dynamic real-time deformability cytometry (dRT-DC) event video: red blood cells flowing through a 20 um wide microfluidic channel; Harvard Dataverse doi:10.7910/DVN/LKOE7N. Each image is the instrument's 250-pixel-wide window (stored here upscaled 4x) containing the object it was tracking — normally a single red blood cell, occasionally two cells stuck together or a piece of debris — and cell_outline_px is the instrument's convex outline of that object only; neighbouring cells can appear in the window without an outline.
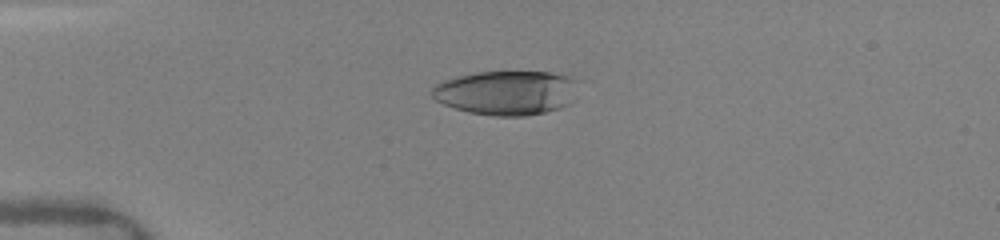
{"species": "human", "species_latin": "Homo sapiens", "temperature_condition": "warm", "stored_images_in_passage": 27, "camera_frame_rate_fps": 3000, "um_per_image_px": 0.085, "donor": {"sex": "female"}, "frame": {"image": 1, "passage_image": 1, "time_ms": 0.0, "image_size_px": [1000, 240], "cell_outline_px": [[576, 80], [572, 100], [568, 104], [560, 108], [544, 112], [524, 116], [492, 116], [468, 112], [444, 104], [436, 100], [432, 96], [432, 88], [436, 84], [444, 80], [456, 76], [476, 72], [548, 72], [576, 76]], "centroid_in_image_um": [43.04, 7.87], "position_along_channel_um": 42.0, "area_um2": 37.8}}
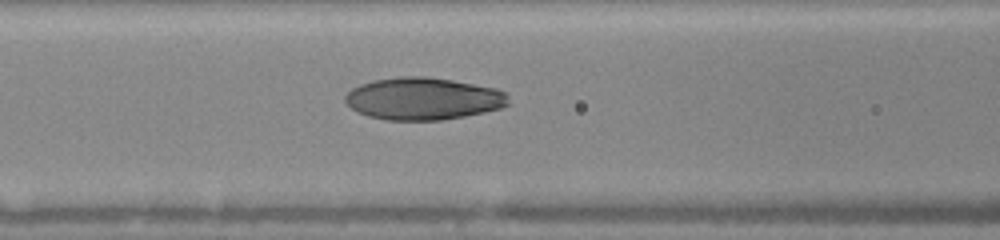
{"frame": {"image": 2, "passage_image": 7, "time_ms": 3.0, "image_size_px": [1000, 240], "cell_outline_px": [[508, 104], [500, 108], [484, 112], [464, 116], [440, 120], [384, 120], [368, 116], [356, 112], [344, 100], [344, 96], [352, 88], [360, 84], [372, 80], [400, 76], [428, 76], [452, 80], [496, 88], [508, 92]], "centroid_in_image_um": [35.95, 8.38], "position_along_channel_um": 130.6, "area_um2": 40.46}}
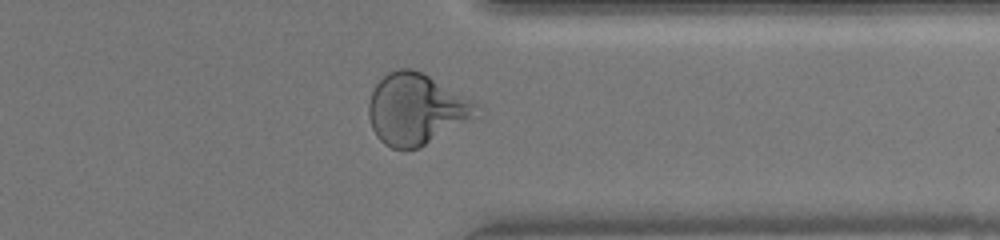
{"frame": {"image": 3, "passage_image": 20, "time_ms": 9.0, "image_size_px": [1000, 240], "cell_outline_px": [[484, 108], [472, 116], [420, 148], [392, 148], [384, 144], [376, 136], [372, 128], [368, 116], [368, 104], [372, 92], [376, 84], [388, 72], [396, 68], [412, 68], [428, 76], [480, 104]], "centroid_in_image_um": [35.32, 9.26], "position_along_channel_um": 376.1, "area_um2": 43.87}, "authors_computed_cell_mechanics": {"area_um2": 40.5178, "velocity_mm_per_s": 4.1087, "shape_relaxation_time_tau1_ms": 6.2719, "shape_relaxation_time_tau2_ms": 0.8976, "deformation_change_tau1": 0.2515, "deformation_change_tau2": 0.06}}